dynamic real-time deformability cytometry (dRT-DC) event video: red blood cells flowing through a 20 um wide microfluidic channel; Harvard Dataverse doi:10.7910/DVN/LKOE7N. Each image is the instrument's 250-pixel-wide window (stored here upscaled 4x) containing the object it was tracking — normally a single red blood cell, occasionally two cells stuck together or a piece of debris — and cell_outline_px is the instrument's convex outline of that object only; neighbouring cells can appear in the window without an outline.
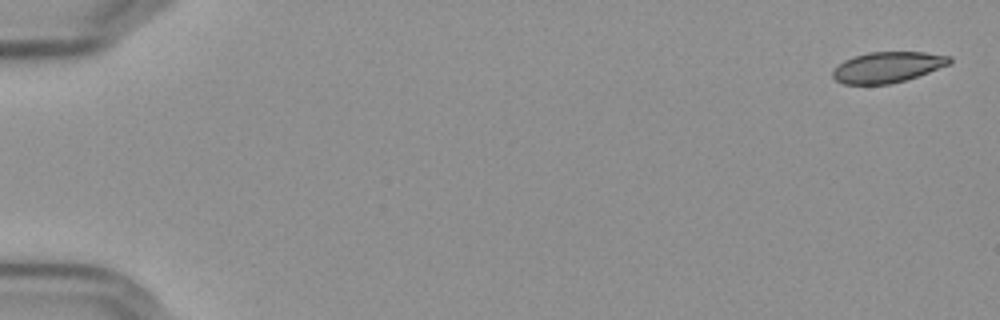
{"species": "Egyptian fruit bat (a non-hibernating species)", "species_latin": "Rousettus aegyptiacus", "temperature_condition": "cold", "stored_images_in_passage": 56, "camera_frame_rate_fps": 3000, "um_per_image_px": 0.085, "frame": {"image": 1, "passage_image": 1, "time_ms": 0.0, "image_size_px": [1000, 320], "cell_outline_px": [[952, 64], [904, 80], [888, 84], [844, 84], [836, 80], [832, 76], [832, 72], [844, 60], [868, 52], [924, 52], [952, 56]], "centroid_in_image_um": [75.48, 5.7], "position_along_channel_um": 9.5, "area_um2": 20.75}}
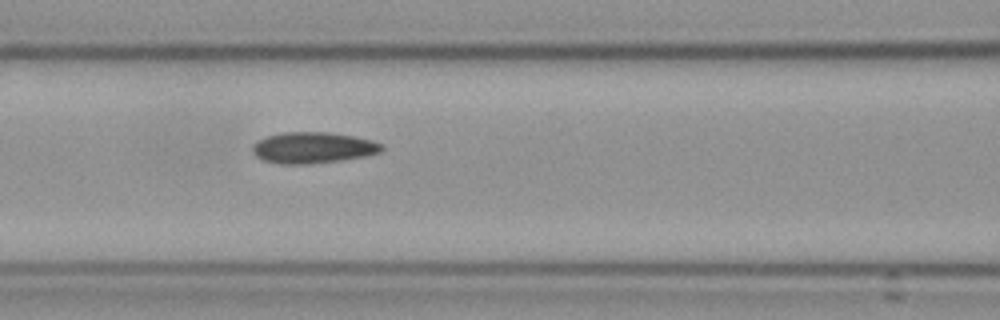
{"frame": {"image": 2, "passage_image": 25, "time_ms": 8.0, "image_size_px": [1000, 320], "cell_outline_px": [[384, 148], [380, 152], [368, 156], [312, 164], [280, 164], [264, 160], [256, 156], [252, 152], [252, 144], [256, 140], [280, 132], [328, 132], [352, 136], [372, 140], [384, 144]], "centroid_in_image_um": [26.6, 12.55], "position_along_channel_um": 140.0, "area_um2": 23.7}}
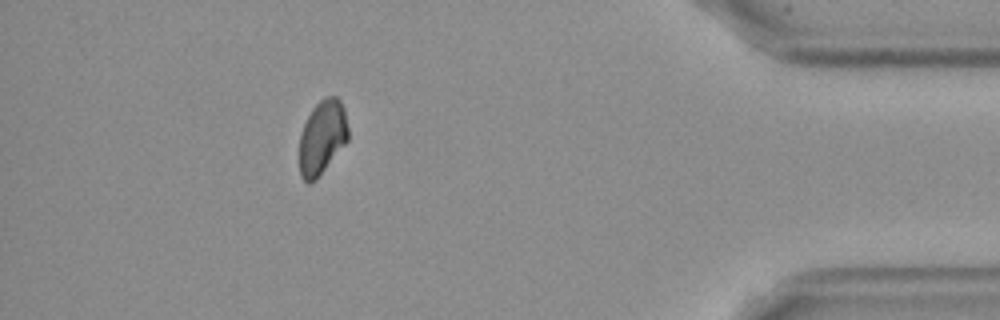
{"frame": {"image": 3, "passage_image": 51, "time_ms": 16.667, "image_size_px": [1000, 320], "cell_outline_px": [[348, 140], [316, 180], [308, 184], [300, 176], [300, 132], [312, 108], [324, 96], [336, 96], [340, 100], [344, 108], [348, 128]], "centroid_in_image_um": [27.39, 11.66], "position_along_channel_um": 407.8, "area_um2": 21.1}}